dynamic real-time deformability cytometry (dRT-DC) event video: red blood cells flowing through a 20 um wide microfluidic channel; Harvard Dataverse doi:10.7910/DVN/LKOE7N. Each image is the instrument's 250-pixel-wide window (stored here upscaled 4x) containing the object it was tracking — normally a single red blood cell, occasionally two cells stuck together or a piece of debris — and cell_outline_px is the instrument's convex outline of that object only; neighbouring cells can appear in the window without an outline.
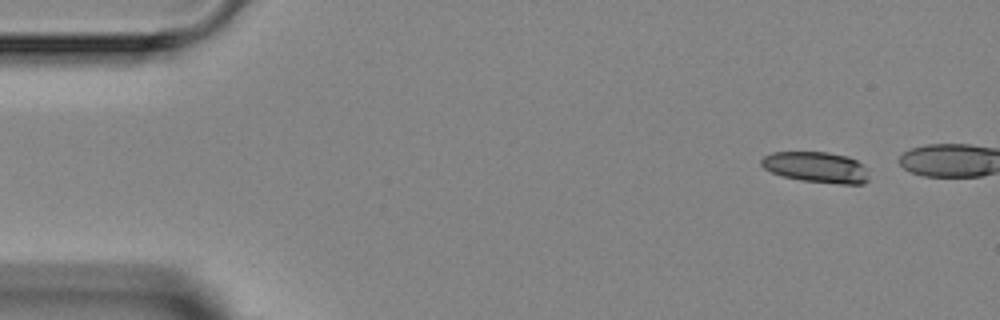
{"species": "Egyptian fruit bat (a non-hibernating species)", "species_latin": "Rousettus aegyptiacus", "temperature_condition": "room temperature", "stored_images_in_passage": 5, "segment_of_instrument_passage": [2, 2], "camera_frame_rate_fps": 3000, "um_per_image_px": 0.085, "animal": {"sex": "female"}, "frame": {"image": 1, "passage_image": 5, "time_ms": 4.667, "image_size_px": [1000, 320], "cell_outline_px": [[868, 180], [864, 184], [840, 184], [800, 180], [784, 176], [772, 172], [764, 168], [760, 164], [760, 160], [764, 156], [772, 152], [828, 152], [848, 156], [864, 164], [868, 176]], "centroid_in_image_um": [69.4, 14.21], "position_along_channel_um": 15.6, "area_um2": 19.42}}